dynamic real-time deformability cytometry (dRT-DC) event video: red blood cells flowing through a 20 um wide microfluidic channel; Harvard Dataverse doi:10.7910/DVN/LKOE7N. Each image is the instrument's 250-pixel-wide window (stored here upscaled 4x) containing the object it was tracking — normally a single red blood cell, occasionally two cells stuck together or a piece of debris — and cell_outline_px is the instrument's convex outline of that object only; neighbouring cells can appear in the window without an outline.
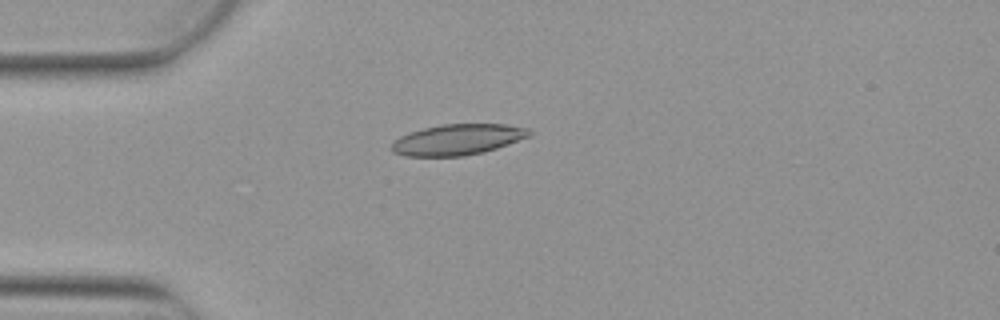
{"species": "Egyptian fruit bat (a non-hibernating species)", "species_latin": "Rousettus aegyptiacus", "temperature_condition": "warm", "stored_images_in_passage": 7, "camera_frame_rate_fps": 3000, "um_per_image_px": 0.085, "animal": {"sex": "female"}, "frame": {"image": 1, "passage_image": 4, "time_ms": 1.0, "image_size_px": [1000, 320], "cell_outline_px": [[532, 136], [484, 152], [464, 156], [404, 156], [392, 152], [392, 144], [400, 136], [424, 128], [440, 124], [504, 124], [528, 128], [532, 132]], "centroid_in_image_um": [38.93, 11.86], "position_along_channel_um": 46.1, "area_um2": 24.68}}
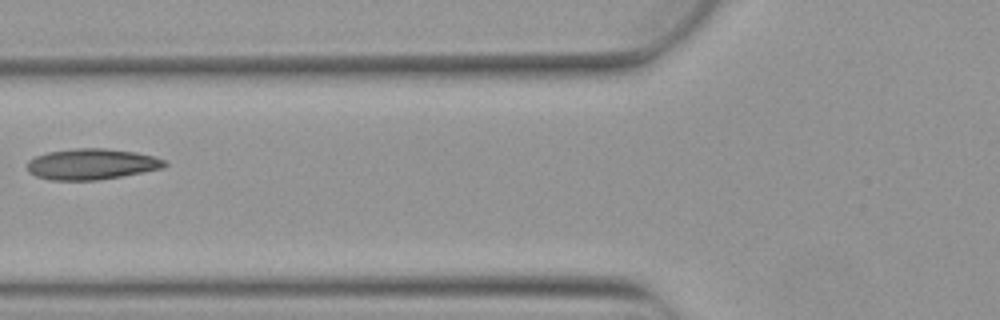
{"frame": {"image": 2, "passage_image": 6, "time_ms": 1.667, "image_size_px": [1000, 320], "cell_outline_px": [[168, 164], [164, 168], [120, 176], [96, 180], [48, 180], [36, 176], [28, 172], [28, 160], [36, 156], [48, 152], [76, 148], [104, 148], [136, 152], [152, 156], [164, 160]], "centroid_in_image_um": [7.77, 13.95], "position_along_channel_um": 118.0, "area_um2": 24.62}}
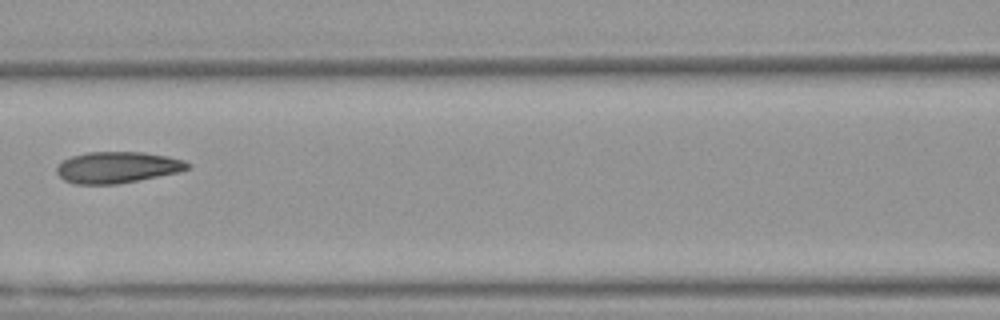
{"frame": {"image": 3, "passage_image": 7, "time_ms": 2.0, "image_size_px": [1000, 320], "cell_outline_px": [[192, 164], [188, 168], [180, 172], [116, 184], [72, 184], [64, 180], [56, 172], [56, 168], [64, 160], [72, 156], [88, 152], [144, 152], [168, 156], [184, 160]], "centroid_in_image_um": [9.99, 14.22], "position_along_channel_um": 156.6, "area_um2": 23.87}}